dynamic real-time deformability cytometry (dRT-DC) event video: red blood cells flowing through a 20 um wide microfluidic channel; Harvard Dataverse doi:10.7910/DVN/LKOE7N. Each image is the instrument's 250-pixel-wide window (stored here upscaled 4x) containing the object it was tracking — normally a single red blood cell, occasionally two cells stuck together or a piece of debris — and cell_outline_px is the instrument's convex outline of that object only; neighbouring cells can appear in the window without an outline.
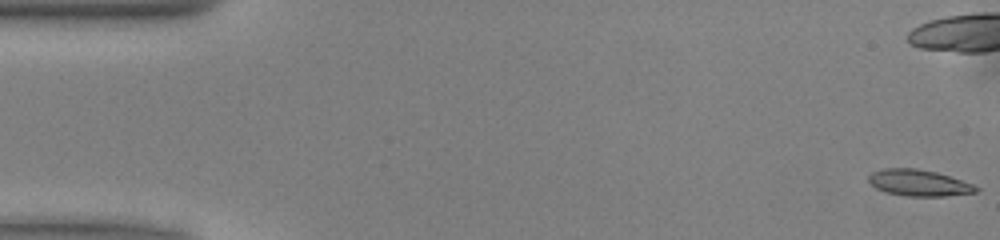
{"species": "common noctule bat (a hibernating species)", "species_latin": "Nyctalus noctula", "temperature_condition": "warm", "stored_images_in_passage": 52, "camera_frame_rate_fps": 3000, "um_per_image_px": 0.085, "animal": {"sex": "male", "body_mass_g": 13.0, "forearm_length_mm": 53.1}, "frame": {"image": 1, "passage_image": 1, "time_ms": 0.0, "image_size_px": [1000, 240], "cell_outline_px": [[980, 188], [976, 192], [944, 196], [904, 196], [884, 192], [876, 188], [868, 180], [868, 176], [872, 172], [884, 168], [916, 168], [936, 172], [972, 184]], "centroid_in_image_um": [78.06, 15.54], "position_along_channel_um": 6.9, "area_um2": 16.42}, "authors_computed_cell_mechanics": {"area_um2": 16.4441, "velocity_mm_per_s": 4.0592, "shape_relaxation_time_tau1_ms": 6.376, "shape_relaxation_time_tau2_ms": 4.3008, "deformation_change_tau1": 0.2269, "deformation_change_tau2": 0.1602}}